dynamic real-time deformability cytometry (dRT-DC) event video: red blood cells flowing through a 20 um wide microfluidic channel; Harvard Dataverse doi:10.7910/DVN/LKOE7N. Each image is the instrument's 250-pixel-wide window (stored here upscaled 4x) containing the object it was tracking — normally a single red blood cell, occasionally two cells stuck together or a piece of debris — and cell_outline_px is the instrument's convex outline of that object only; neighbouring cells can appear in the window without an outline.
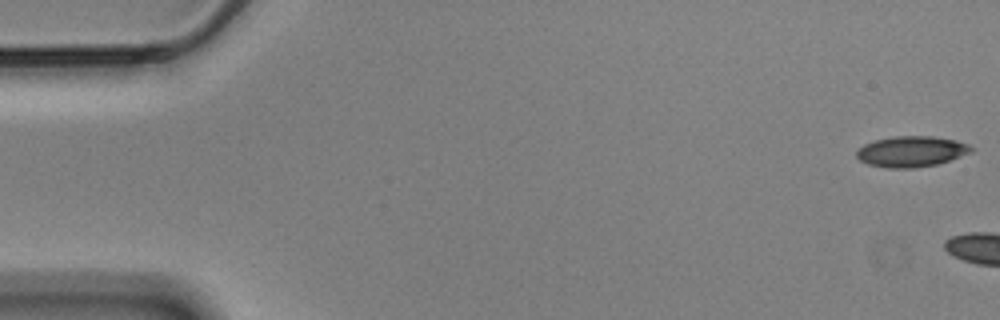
{"species": "Egyptian fruit bat (a non-hibernating species)", "species_latin": "Rousettus aegyptiacus", "temperature_condition": "cold", "stored_images_in_passage": 5, "camera_frame_rate_fps": 3000, "um_per_image_px": 0.085, "animal": {"sex": "male"}, "frame": {"image": 1, "passage_image": 1, "time_ms": 0.0, "image_size_px": [1000, 320], "cell_outline_px": [[972, 152], [936, 164], [916, 168], [888, 168], [868, 164], [860, 160], [856, 156], [856, 152], [864, 144], [876, 140], [896, 136], [932, 136], [956, 140], [968, 144], [972, 148]], "centroid_in_image_um": [77.46, 12.88], "position_along_channel_um": 7.5, "area_um2": 20.35}}